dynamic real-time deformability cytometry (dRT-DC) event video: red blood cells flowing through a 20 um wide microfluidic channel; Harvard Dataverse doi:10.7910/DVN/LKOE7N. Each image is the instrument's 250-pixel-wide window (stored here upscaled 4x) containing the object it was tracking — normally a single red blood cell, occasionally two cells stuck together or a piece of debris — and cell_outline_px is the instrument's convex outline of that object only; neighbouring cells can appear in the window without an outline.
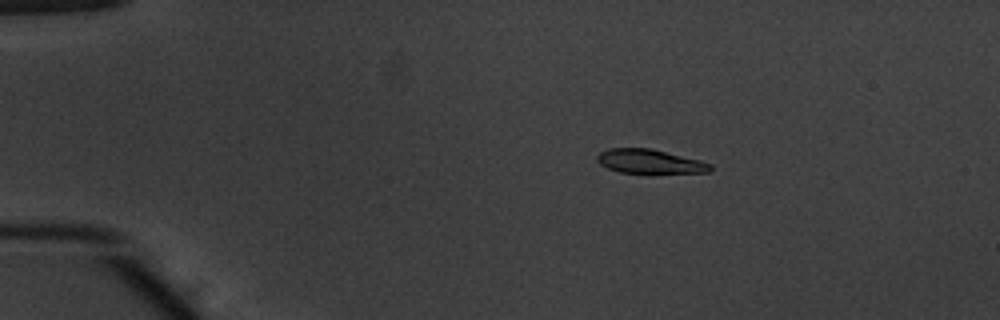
{"species": "common noctule bat (a hibernating species)", "species_latin": "Nyctalus noctula", "temperature_condition": "warm", "stored_images_in_passage": 53, "camera_frame_rate_fps": 3000, "um_per_image_px": 0.085, "animal": {"sex": "male", "body_mass_g": 20.1, "forearm_length_mm": 53.5}, "frame": {"image": 1, "passage_image": 10, "time_ms": 3.0, "image_size_px": [1000, 320], "cell_outline_px": [[712, 168], [708, 172], [620, 172], [608, 168], [600, 164], [596, 160], [596, 156], [600, 152], [608, 148], [652, 148], [700, 160], [712, 164]], "centroid_in_image_um": [55.2, 13.7], "position_along_channel_um": 29.8, "area_um2": 15.66}}
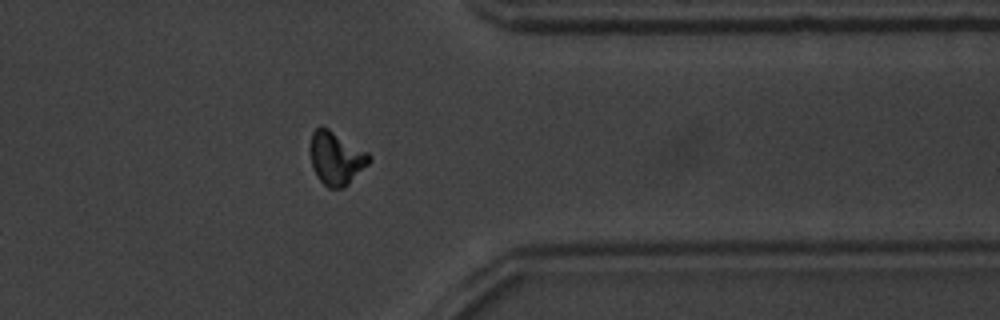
{"frame": {"image": 2, "passage_image": 43, "time_ms": 14.0, "image_size_px": [1000, 320], "cell_outline_px": [[372, 160], [344, 188], [328, 188], [316, 176], [312, 168], [312, 132], [320, 124], [328, 128], [368, 152], [372, 156]], "centroid_in_image_um": [28.6, 13.44], "position_along_channel_um": 382.8, "area_um2": 18.09}}
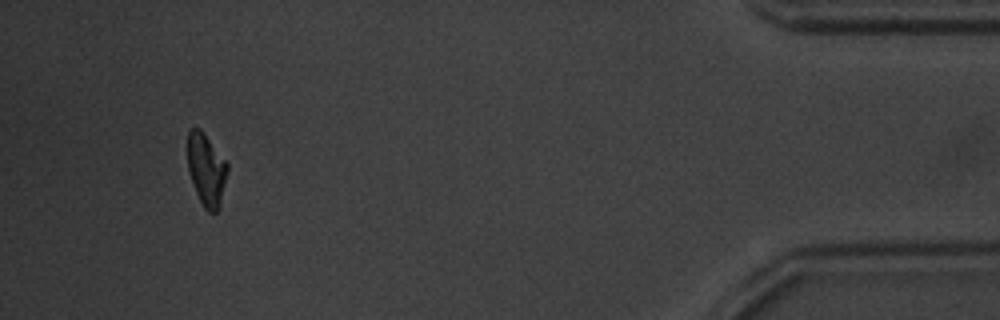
{"frame": {"image": 3, "passage_image": 50, "time_ms": 16.333, "image_size_px": [1000, 320], "cell_outline_px": [[228, 172], [220, 208], [216, 212], [208, 212], [204, 208], [196, 192], [188, 168], [188, 132], [192, 128], [200, 128], [204, 132], [228, 164]], "centroid_in_image_um": [17.56, 14.43], "position_along_channel_um": 417.6, "area_um2": 16.76}, "authors_computed_cell_mechanics": {"area_um2": 17.1666, "velocity_mm_per_s": 3.8832, "shape_relaxation_time_tau1_ms": 2.8566, "shape_relaxation_time_tau2_ms": 2.2961, "deformation_change_tau1": 0.1505, "deformation_change_tau2": 0.064}}